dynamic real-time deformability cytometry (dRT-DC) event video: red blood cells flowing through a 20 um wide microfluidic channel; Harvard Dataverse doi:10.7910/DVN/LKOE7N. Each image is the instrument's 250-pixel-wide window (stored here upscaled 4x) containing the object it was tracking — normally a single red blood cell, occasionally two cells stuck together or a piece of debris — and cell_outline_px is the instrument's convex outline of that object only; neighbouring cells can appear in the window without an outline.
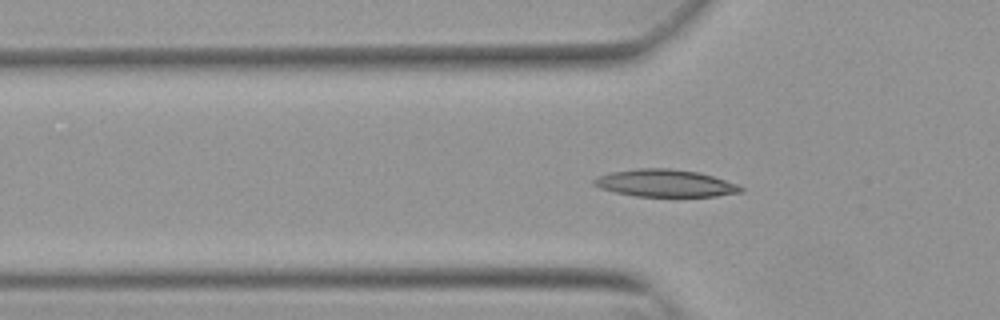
{"species": "Egyptian fruit bat (a non-hibernating species)", "species_latin": "Rousettus aegyptiacus", "temperature_condition": "warm", "stored_images_in_passage": 53, "camera_frame_rate_fps": 3000, "um_per_image_px": 0.085, "animal": {"sex": "female"}, "frame": {"image": 1, "passage_image": 17, "time_ms": 5.333, "image_size_px": [1000, 320], "cell_outline_px": [[744, 192], [716, 196], [636, 196], [616, 192], [600, 188], [592, 184], [592, 180], [608, 172], [636, 168], [668, 168], [700, 172], [736, 184], [744, 188]], "centroid_in_image_um": [56.53, 15.56], "position_along_channel_um": 69.3, "area_um2": 23.35}}
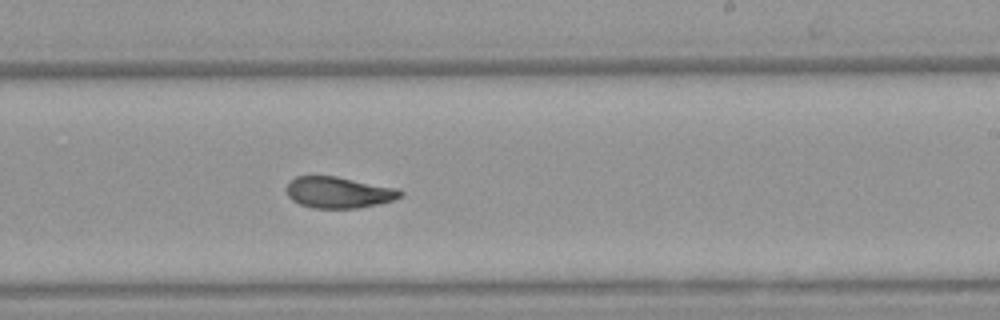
{"frame": {"image": 2, "passage_image": 32, "time_ms": 10.333, "image_size_px": [1000, 320], "cell_outline_px": [[404, 196], [392, 200], [376, 204], [356, 208], [312, 208], [300, 204], [292, 200], [288, 196], [284, 188], [296, 176], [336, 176], [400, 188], [404, 192]], "centroid_in_image_um": [28.8, 16.35], "position_along_channel_um": 260.2, "area_um2": 20.92}}
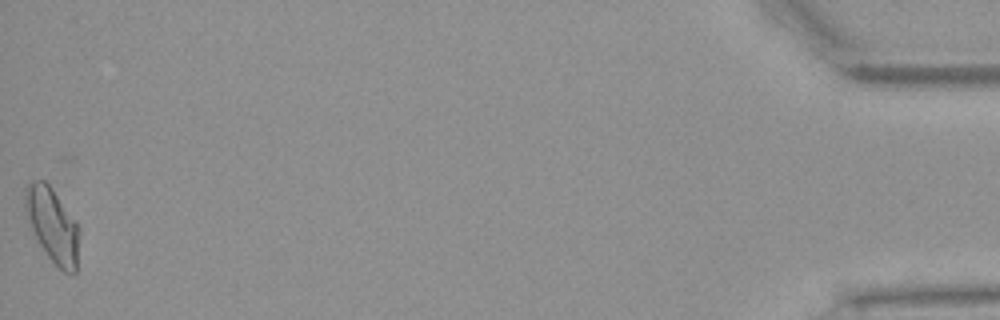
{"frame": {"image": 3, "passage_image": 53, "time_ms": 17.333, "image_size_px": [1000, 320], "cell_outline_px": [[80, 232], [76, 272], [72, 276], [64, 272], [48, 256], [40, 244], [32, 228], [24, 208], [24, 188], [32, 180], [44, 180], [52, 188], [76, 220], [80, 228]], "centroid_in_image_um": [4.49, 19.12], "position_along_channel_um": 430.7, "area_um2": 23.52}, "authors_computed_cell_mechanics": {"area_um2": 21.4438, "velocity_mm_per_s": 3.8318, "shape_relaxation_time_tau1_ms": 11.354, "shape_relaxation_time_tau2_ms": 3.101, "deformation_change_tau1": 0.2588, "deformation_change_tau2": 0.0915}}